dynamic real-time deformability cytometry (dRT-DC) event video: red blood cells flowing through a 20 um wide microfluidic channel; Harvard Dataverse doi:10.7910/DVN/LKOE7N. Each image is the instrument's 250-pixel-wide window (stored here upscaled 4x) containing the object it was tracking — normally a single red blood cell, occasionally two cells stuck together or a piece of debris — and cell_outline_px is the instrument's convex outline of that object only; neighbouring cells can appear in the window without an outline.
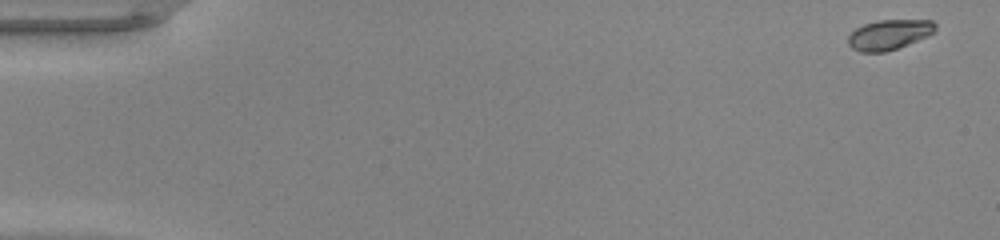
{"species": "common noctule bat (a hibernating species)", "species_latin": "Nyctalus noctula", "temperature_condition": "warm", "stored_images_in_passage": 48, "camera_frame_rate_fps": 3000, "um_per_image_px": 0.085, "animal": {"sex": "male", "body_mass_g": 20.0, "forearm_length_mm": 53.3}, "frame": {"image": 1, "passage_image": 1, "time_ms": 0.0, "image_size_px": [1000, 240], "cell_outline_px": [[936, 32], [928, 36], [908, 44], [884, 52], [860, 52], [852, 48], [848, 44], [848, 36], [856, 28], [864, 24], [880, 20], [932, 20], [936, 24]], "centroid_in_image_um": [75.59, 2.94], "position_along_channel_um": 9.4, "area_um2": 15.26}}
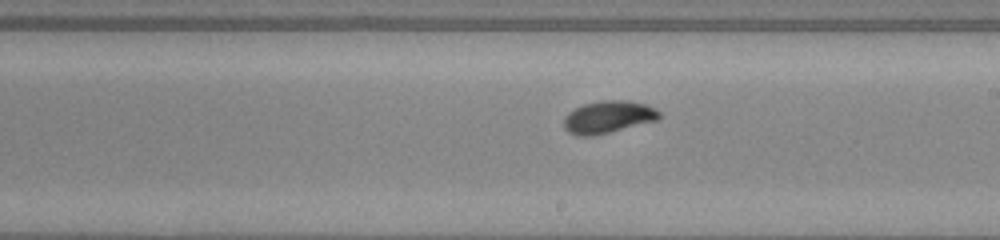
{"frame": {"image": 2, "passage_image": 28, "time_ms": 9.0, "image_size_px": [1000, 240], "cell_outline_px": [[660, 116], [656, 120], [592, 136], [576, 136], [568, 132], [564, 128], [564, 116], [568, 112], [584, 104], [600, 100], [628, 100], [644, 104], [660, 112]], "centroid_in_image_um": [51.63, 9.94], "position_along_channel_um": 237.4, "area_um2": 17.74}}
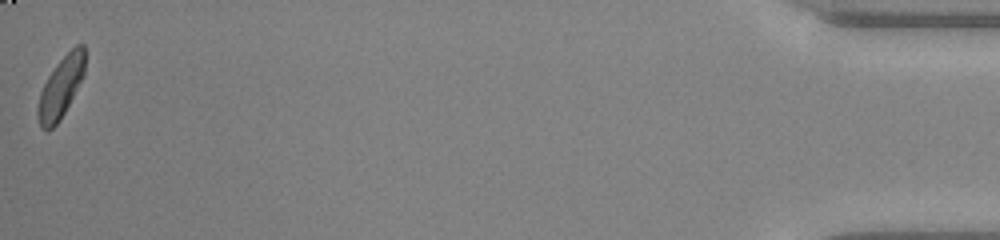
{"frame": {"image": 3, "passage_image": 48, "time_ms": 15.667, "image_size_px": [1000, 240], "cell_outline_px": [[84, 76], [60, 120], [52, 128], [40, 128], [36, 116], [36, 108], [40, 92], [48, 76], [56, 64], [76, 44], [84, 44]], "centroid_in_image_um": [5.15, 7.44], "position_along_channel_um": 430.1, "area_um2": 16.65}, "authors_computed_cell_mechanics": {"area_um2": 16.7909, "velocity_mm_per_s": 4.2795, "shape_relaxation_time_tau1_ms": 3.0482, "shape_relaxation_time_tau2_ms": 1.8354, "deformation_change_tau1": 0.1706, "deformation_change_tau2": 0.0408}}